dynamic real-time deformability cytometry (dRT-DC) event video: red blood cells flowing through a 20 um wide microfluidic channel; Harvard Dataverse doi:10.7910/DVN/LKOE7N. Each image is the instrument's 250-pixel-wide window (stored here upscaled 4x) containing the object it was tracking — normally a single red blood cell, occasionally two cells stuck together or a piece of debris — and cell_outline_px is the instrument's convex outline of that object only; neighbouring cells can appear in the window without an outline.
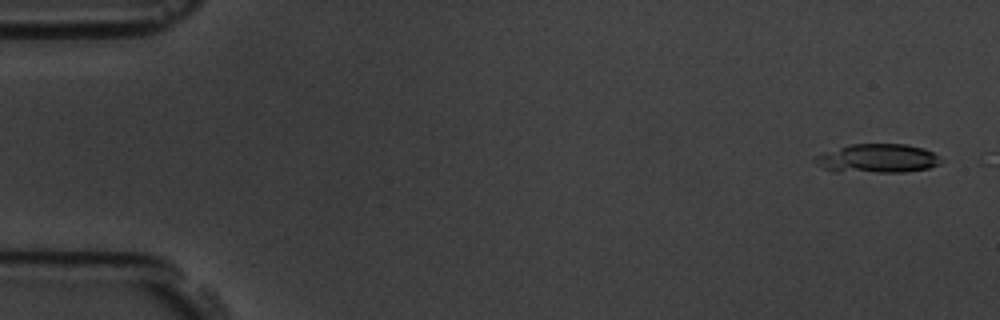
{"species": "common noctule bat (a hibernating species)", "species_latin": "Nyctalus noctula", "temperature_condition": "room temperature", "stored_images_in_passage": 3, "camera_frame_rate_fps": 3000, "um_per_image_px": 0.085, "animal": {"sex": "male", "body_mass_g": 19.5, "forearm_length_mm": 54.6}, "frame": {"image": 1, "passage_image": 2, "time_ms": 0.333, "image_size_px": [1000, 320], "cell_outline_px": [[944, 160], [940, 164], [928, 168], [904, 172], [832, 172], [816, 164], [812, 160], [812, 156], [824, 152], [852, 144], [904, 144], [924, 148], [940, 156]], "centroid_in_image_um": [74.56, 13.48], "position_along_channel_um": 10.4, "area_um2": 21.5}}